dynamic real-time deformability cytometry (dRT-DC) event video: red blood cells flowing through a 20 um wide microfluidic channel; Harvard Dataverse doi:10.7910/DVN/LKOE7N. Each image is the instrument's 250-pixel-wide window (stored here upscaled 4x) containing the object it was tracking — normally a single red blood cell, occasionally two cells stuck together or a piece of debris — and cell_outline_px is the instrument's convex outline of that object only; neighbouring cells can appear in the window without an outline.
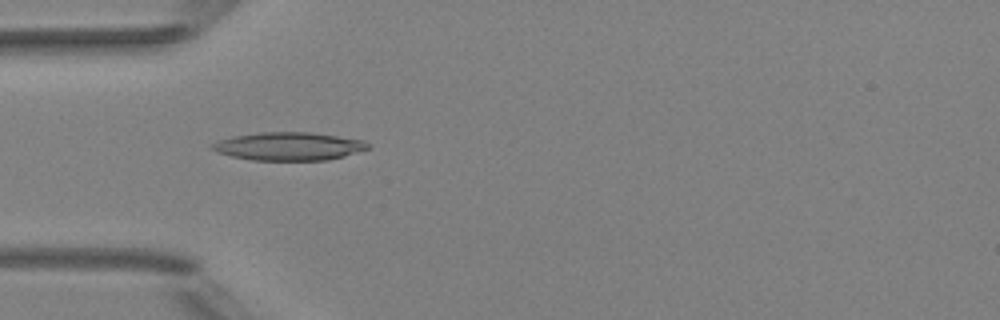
{"species": "Egyptian fruit bat (a non-hibernating species)", "species_latin": "Rousettus aegyptiacus", "temperature_condition": "room temperature", "stored_images_in_passage": 6, "camera_frame_rate_fps": 3000, "um_per_image_px": 0.085, "animal": {"sex": "female"}, "frame": {"image": 1, "passage_image": 5, "time_ms": 4.667, "image_size_px": [1000, 320], "cell_outline_px": [[368, 148], [344, 156], [328, 160], [252, 160], [232, 156], [220, 152], [212, 148], [212, 144], [220, 140], [232, 136], [260, 132], [312, 132], [364, 140], [368, 144]], "centroid_in_image_um": [24.57, 12.43], "position_along_channel_um": 60.4, "area_um2": 25.26}}
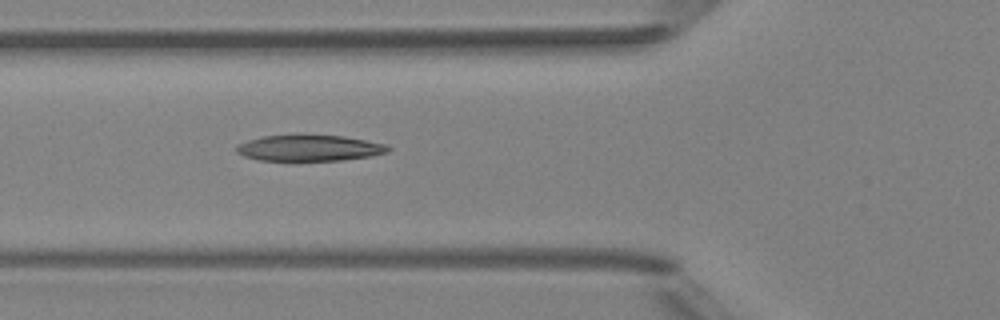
{"frame": {"image": 2, "passage_image": 6, "time_ms": 5.667, "image_size_px": [1000, 320], "cell_outline_px": [[392, 148], [388, 152], [372, 156], [340, 160], [260, 160], [244, 156], [236, 152], [236, 144], [248, 140], [264, 136], [300, 132], [304, 132], [344, 136], [388, 144]], "centroid_in_image_um": [26.31, 12.53], "position_along_channel_um": 99.5, "area_um2": 23.93}}